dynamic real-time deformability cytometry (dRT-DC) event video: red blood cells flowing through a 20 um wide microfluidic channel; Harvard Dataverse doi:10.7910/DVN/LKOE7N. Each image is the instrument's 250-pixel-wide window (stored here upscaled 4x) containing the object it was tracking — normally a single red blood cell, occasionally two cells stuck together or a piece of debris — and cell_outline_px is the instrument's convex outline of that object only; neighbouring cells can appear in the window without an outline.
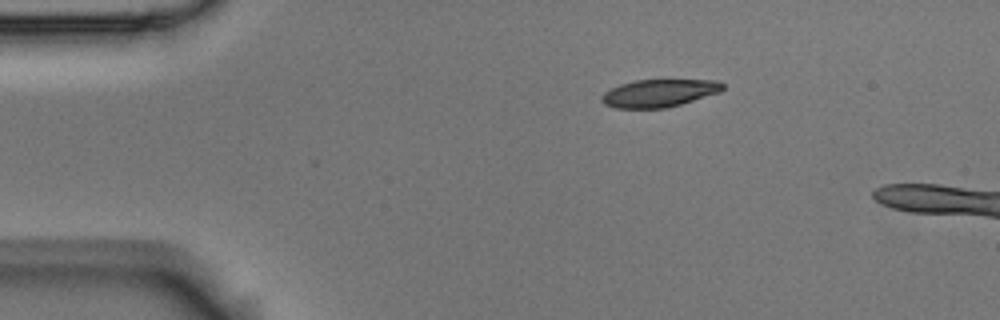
{"species": "Egyptian fruit bat (a non-hibernating species)", "species_latin": "Rousettus aegyptiacus", "temperature_condition": "room temperature", "stored_images_in_passage": 6, "camera_frame_rate_fps": 3000, "um_per_image_px": 0.085, "animal": {"sex": "male"}, "frame": {"image": 1, "passage_image": 1, "time_ms": 0.0, "image_size_px": [1000, 320], "cell_outline_px": [[724, 88], [720, 92], [680, 104], [664, 108], [616, 108], [604, 104], [600, 100], [600, 96], [604, 92], [620, 84], [636, 80], [720, 80], [724, 84]], "centroid_in_image_um": [56.01, 7.91], "position_along_channel_um": 29.0, "area_um2": 19.48}}
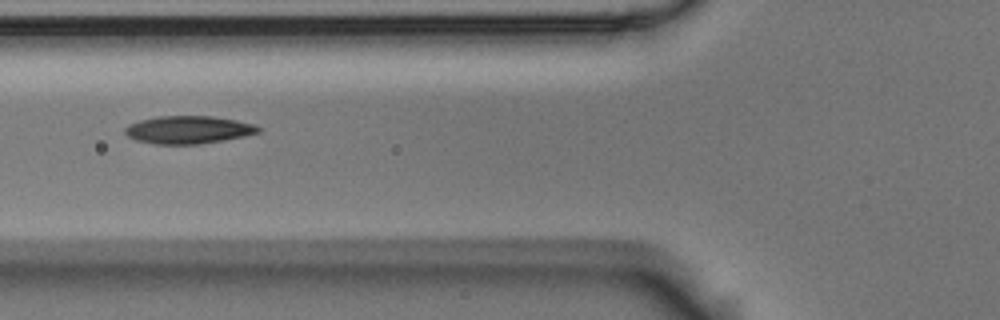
{"frame": {"image": 2, "passage_image": 4, "time_ms": 1.0, "image_size_px": [1000, 320], "cell_outline_px": [[260, 132], [244, 136], [224, 140], [200, 144], [156, 144], [136, 140], [128, 136], [124, 132], [124, 128], [128, 124], [140, 120], [160, 116], [212, 116], [236, 120], [256, 124], [260, 128]], "centroid_in_image_um": [16.01, 11.03], "position_along_channel_um": 109.8, "area_um2": 21.62}}
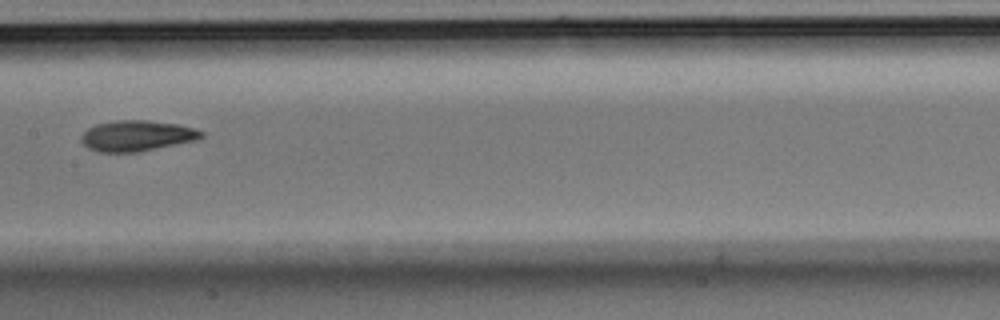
{"frame": {"image": 3, "passage_image": 6, "time_ms": 1.667, "image_size_px": [1000, 320], "cell_outline_px": [[204, 136], [200, 140], [136, 152], [100, 152], [88, 148], [80, 140], [80, 136], [88, 128], [96, 124], [116, 120], [148, 120], [176, 124], [192, 128], [204, 132]], "centroid_in_image_um": [11.64, 11.54], "position_along_channel_um": 195.8, "area_um2": 21.56}}